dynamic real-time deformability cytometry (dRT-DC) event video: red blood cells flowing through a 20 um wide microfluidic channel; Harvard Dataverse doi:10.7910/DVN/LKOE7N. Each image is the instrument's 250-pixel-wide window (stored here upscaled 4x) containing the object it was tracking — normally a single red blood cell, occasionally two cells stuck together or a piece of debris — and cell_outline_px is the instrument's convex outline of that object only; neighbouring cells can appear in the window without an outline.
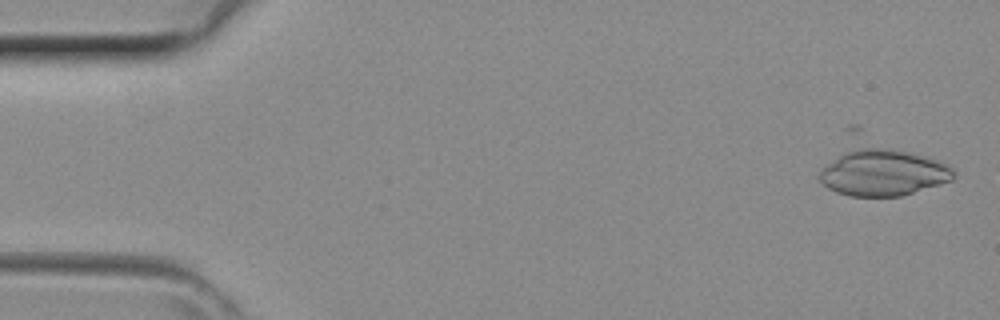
{"species": "common noctule bat (a hibernating species)", "species_latin": "Nyctalus noctula", "temperature_condition": "room temperature", "stored_images_in_passage": 25, "camera_frame_rate_fps": 3000, "um_per_image_px": 0.085, "animal": {"sex": "female", "body_mass_g": 29.2, "forearm_length_mm": 56.3}, "frame": {"image": 1, "passage_image": 2, "time_ms": 0.333, "image_size_px": [1000, 320], "cell_outline_px": [[956, 176], [952, 180], [940, 184], [900, 196], [848, 196], [836, 192], [828, 188], [820, 180], [820, 168], [824, 164], [848, 152], [860, 148], [892, 148], [912, 152], [928, 156], [940, 160], [956, 168]], "centroid_in_image_um": [75.14, 14.68], "position_along_channel_um": 9.9, "area_um2": 36.36}}